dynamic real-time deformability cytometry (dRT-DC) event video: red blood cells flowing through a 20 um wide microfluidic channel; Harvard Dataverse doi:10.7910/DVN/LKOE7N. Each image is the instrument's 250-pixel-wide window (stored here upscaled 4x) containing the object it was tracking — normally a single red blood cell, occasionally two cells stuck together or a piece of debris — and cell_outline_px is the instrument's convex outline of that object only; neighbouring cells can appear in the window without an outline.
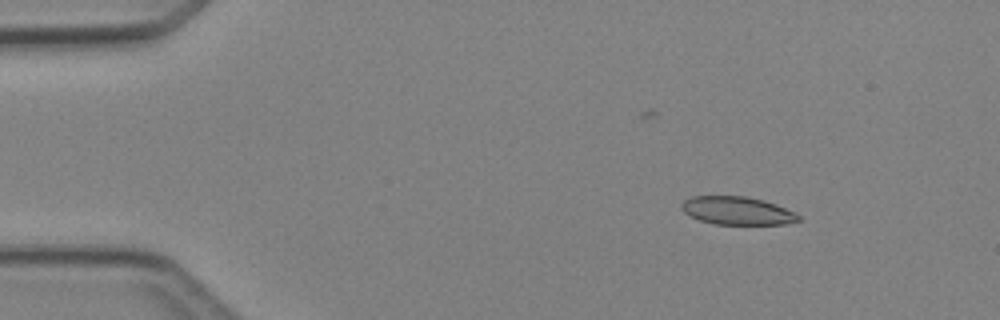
{"species": "Egyptian fruit bat (a non-hibernating species)", "species_latin": "Rousettus aegyptiacus", "temperature_condition": "cold", "stored_images_in_passage": 3, "camera_frame_rate_fps": 3000, "um_per_image_px": 0.085, "animal": {"sex": "female"}, "frame": {"image": 1, "passage_image": 1, "time_ms": 0.0, "image_size_px": [1000, 320], "cell_outline_px": [[800, 220], [784, 224], [716, 224], [700, 220], [688, 216], [680, 208], [680, 204], [684, 200], [692, 196], [744, 196], [764, 200], [776, 204], [800, 216]], "centroid_in_image_um": [62.6, 17.9], "position_along_channel_um": 22.4, "area_um2": 19.07}}